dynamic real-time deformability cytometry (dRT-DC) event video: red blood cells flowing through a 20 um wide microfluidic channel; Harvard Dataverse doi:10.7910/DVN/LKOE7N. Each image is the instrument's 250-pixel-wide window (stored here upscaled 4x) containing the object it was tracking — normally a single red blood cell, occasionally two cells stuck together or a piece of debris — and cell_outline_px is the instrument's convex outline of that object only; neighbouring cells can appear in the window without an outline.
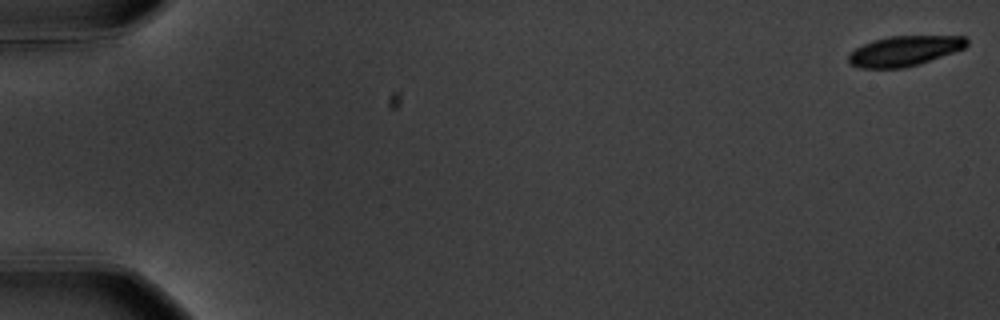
{"species": "common noctule bat (a hibernating species)", "species_latin": "Nyctalus noctula", "temperature_condition": "warm", "stored_images_in_passage": 58, "camera_frame_rate_fps": 3000, "um_per_image_px": 0.085, "animal": {"sex": "male", "body_mass_g": 20.1, "forearm_length_mm": 53.5}, "frame": {"image": 1, "passage_image": 1, "time_ms": 0.0, "image_size_px": [1000, 320], "cell_outline_px": [[968, 44], [964, 48], [920, 64], [904, 68], [860, 68], [848, 64], [848, 52], [872, 40], [888, 36], [964, 36], [968, 40]], "centroid_in_image_um": [76.83, 4.33], "position_along_channel_um": 8.2, "area_um2": 20.87}}
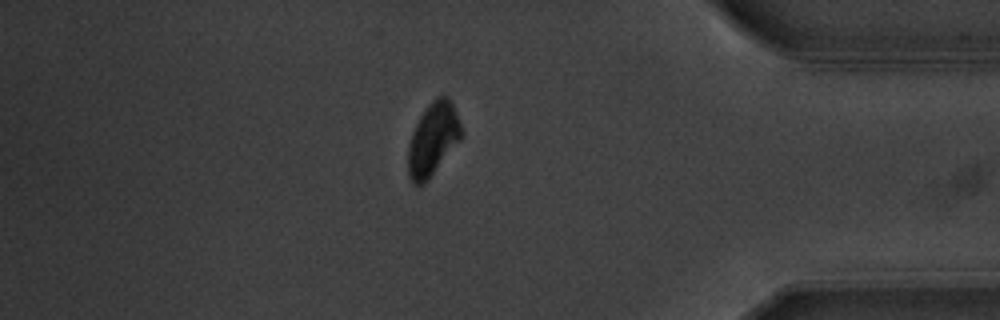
{"frame": {"image": 2, "passage_image": 50, "time_ms": 16.333, "image_size_px": [1000, 320], "cell_outline_px": [[460, 140], [428, 180], [424, 184], [416, 184], [408, 176], [408, 148], [412, 132], [420, 116], [428, 104], [436, 96], [448, 96], [452, 100], [460, 124]], "centroid_in_image_um": [36.79, 11.8], "position_along_channel_um": 398.4, "area_um2": 22.31}}
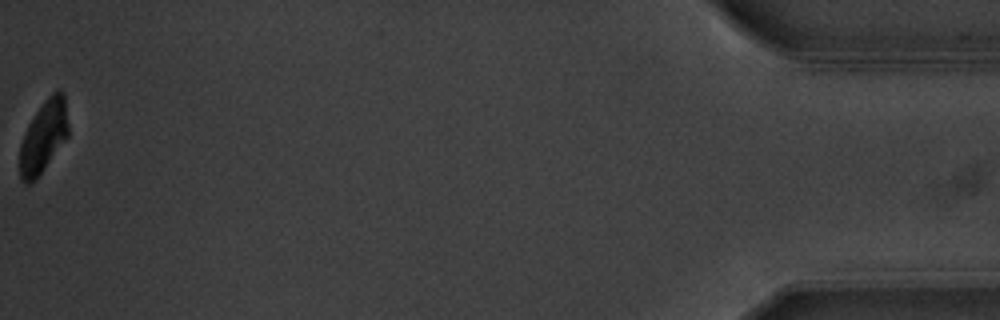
{"frame": {"image": 3, "passage_image": 58, "time_ms": 19.0, "image_size_px": [1000, 320], "cell_outline_px": [[68, 136], [36, 180], [28, 184], [24, 184], [20, 180], [20, 144], [24, 132], [28, 124], [44, 100], [56, 88], [60, 88], [64, 92], [68, 124]], "centroid_in_image_um": [3.7, 11.6], "position_along_channel_um": 431.5, "area_um2": 20.58}, "authors_computed_cell_mechanics": {"area_um2": 23.4379, "velocity_mm_per_s": 3.5775, "shape_relaxation_time_tau1_ms": 2.1357, "shape_relaxation_time_tau2_ms": null, "deformation_change_tau1": 0.1141, "deformation_change_tau2": null}}